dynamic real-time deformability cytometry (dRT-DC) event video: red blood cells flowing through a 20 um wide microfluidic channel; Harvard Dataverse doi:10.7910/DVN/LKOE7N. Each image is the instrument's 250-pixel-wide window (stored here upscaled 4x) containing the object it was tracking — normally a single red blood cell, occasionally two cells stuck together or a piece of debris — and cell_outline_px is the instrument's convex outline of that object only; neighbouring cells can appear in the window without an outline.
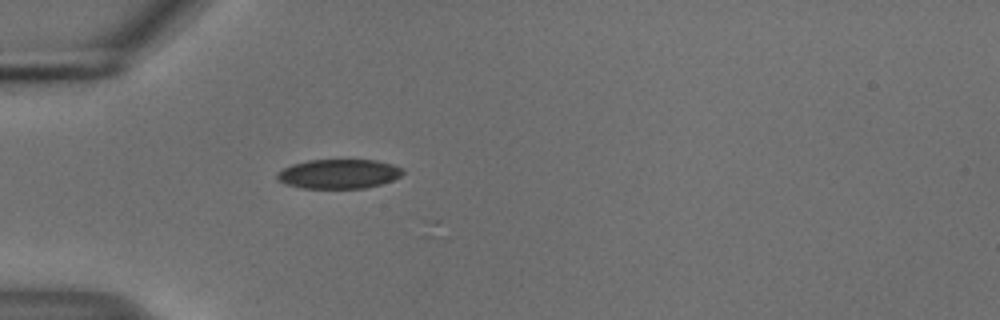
{"species": "common noctule bat (a hibernating species)", "species_latin": "Nyctalus noctula", "temperature_condition": "cold", "stored_images_in_passage": 24, "camera_frame_rate_fps": 3000, "um_per_image_px": 0.085, "animal": {"sex": "male", "body_mass_g": 18.8}, "frame": {"image": 1, "passage_image": 17, "time_ms": 5.333, "image_size_px": [1000, 320], "cell_outline_px": [[404, 172], [400, 176], [392, 180], [380, 184], [364, 188], [304, 188], [288, 184], [280, 180], [276, 176], [276, 172], [292, 164], [308, 160], [376, 160], [392, 164], [400, 168]], "centroid_in_image_um": [28.79, 14.77], "position_along_channel_um": 56.2, "area_um2": 21.27}}
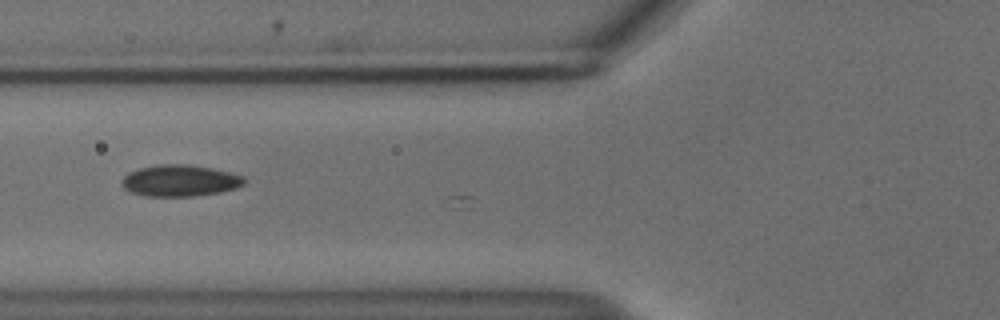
{"frame": {"image": 2, "passage_image": 22, "time_ms": 7.0, "image_size_px": [1000, 320], "cell_outline_px": [[248, 180], [244, 184], [236, 188], [220, 192], [192, 196], [144, 196], [132, 192], [124, 188], [120, 184], [120, 180], [128, 172], [140, 168], [160, 164], [188, 164], [212, 168], [244, 176]], "centroid_in_image_um": [15.29, 15.35], "position_along_channel_um": 110.5, "area_um2": 22.6}}